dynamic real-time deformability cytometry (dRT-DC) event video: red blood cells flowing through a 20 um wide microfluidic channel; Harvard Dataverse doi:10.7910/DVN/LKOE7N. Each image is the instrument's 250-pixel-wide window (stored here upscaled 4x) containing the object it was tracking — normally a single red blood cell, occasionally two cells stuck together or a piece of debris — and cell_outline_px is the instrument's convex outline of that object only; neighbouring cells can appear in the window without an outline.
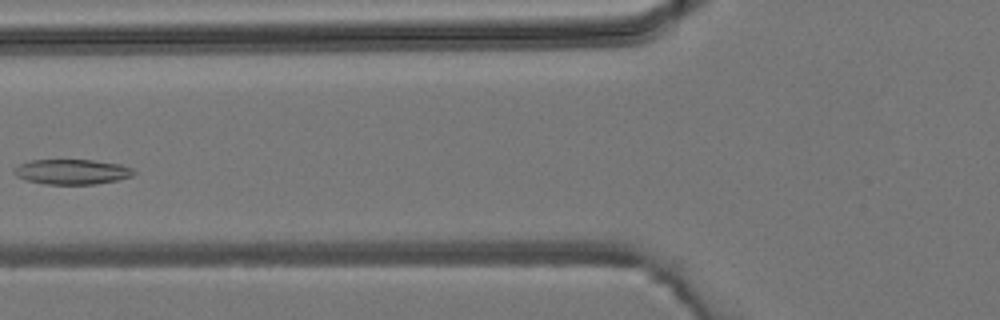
{"species": "common noctule bat (a hibernating species)", "species_latin": "Nyctalus noctula", "temperature_condition": "room temperature", "stored_images_in_passage": 3, "camera_frame_rate_fps": 3000, "um_per_image_px": 0.085, "animal": {"sex": "male", "body_mass_g": 19.2, "forearm_length_mm": 51.8}, "frame": {"image": 1, "passage_image": 3, "time_ms": 2.333, "image_size_px": [1000, 320], "cell_outline_px": [[136, 172], [132, 176], [116, 180], [96, 184], [44, 184], [28, 180], [16, 176], [12, 172], [20, 164], [32, 160], [92, 160], [120, 164], [132, 168]], "centroid_in_image_um": [6.13, 14.6], "position_along_channel_um": 119.7, "area_um2": 17.34}}